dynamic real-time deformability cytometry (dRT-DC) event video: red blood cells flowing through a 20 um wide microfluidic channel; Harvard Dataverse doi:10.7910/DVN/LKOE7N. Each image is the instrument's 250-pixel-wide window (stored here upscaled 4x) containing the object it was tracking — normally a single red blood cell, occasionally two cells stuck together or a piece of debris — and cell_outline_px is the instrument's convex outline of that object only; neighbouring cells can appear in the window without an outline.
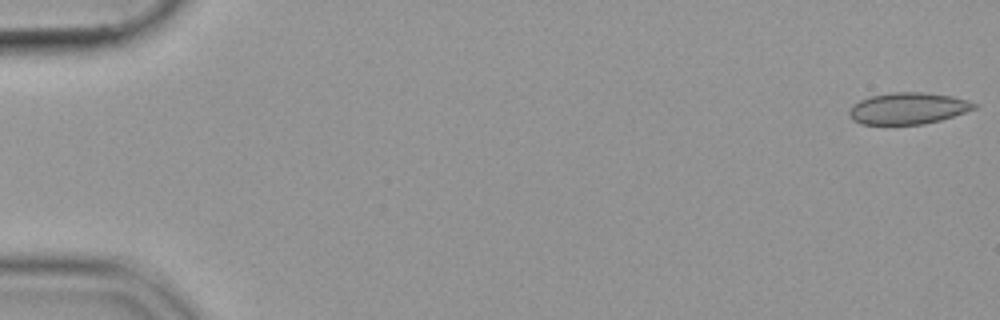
{"species": "common noctule bat (a hibernating species)", "species_latin": "Nyctalus noctula", "temperature_condition": "cold", "stored_images_in_passage": 54, "camera_frame_rate_fps": 3000, "um_per_image_px": 0.085, "animal": {"sex": "female", "body_mass_g": 19.9}, "frame": {"image": 1, "passage_image": 1, "time_ms": 0.0, "image_size_px": [1000, 320], "cell_outline_px": [[980, 104], [976, 108], [940, 120], [924, 124], [860, 124], [852, 120], [848, 112], [852, 104], [860, 100], [872, 96], [892, 92], [924, 92], [952, 96], [968, 100]], "centroid_in_image_um": [77.18, 9.21], "position_along_channel_um": 7.8, "area_um2": 23.0}}
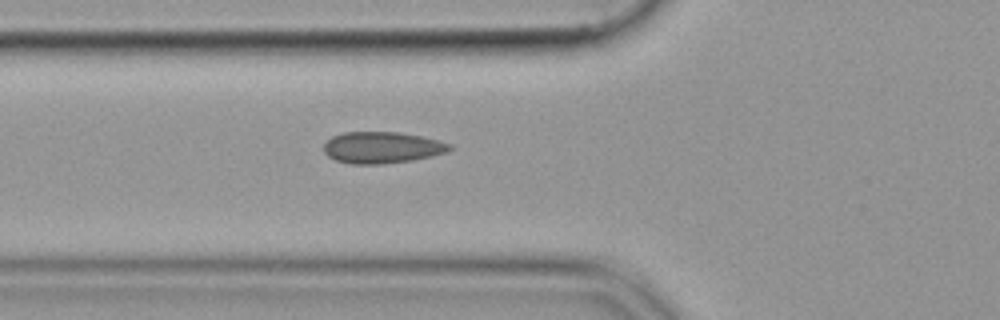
{"frame": {"image": 2, "passage_image": 20, "time_ms": 6.333, "image_size_px": [1000, 320], "cell_outline_px": [[456, 148], [448, 152], [432, 156], [412, 160], [380, 164], [352, 164], [336, 160], [328, 156], [324, 152], [324, 144], [332, 136], [344, 132], [400, 132], [420, 136], [452, 144]], "centroid_in_image_um": [32.5, 12.54], "position_along_channel_um": 93.3, "area_um2": 23.18}}
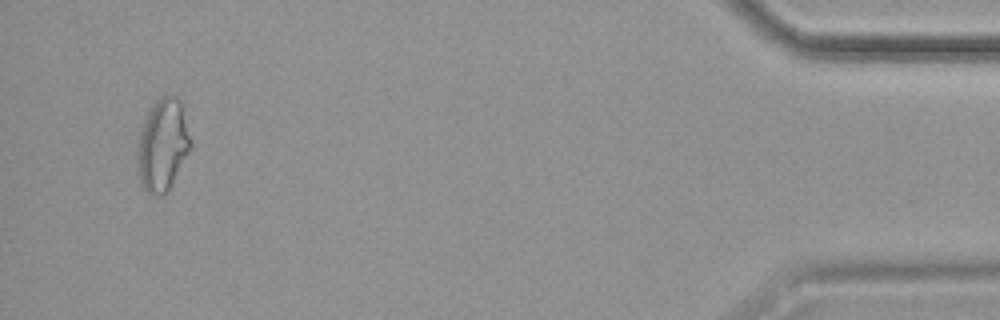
{"frame": {"image": 3, "passage_image": 52, "time_ms": 17.0, "image_size_px": [1000, 320], "cell_outline_px": [[192, 148], [168, 192], [160, 196], [152, 196], [140, 184], [136, 168], [136, 148], [140, 132], [144, 120], [152, 104], [156, 100], [164, 96], [176, 96], [184, 104], [192, 140]], "centroid_in_image_um": [13.84, 12.34], "position_along_channel_um": 421.4, "area_um2": 29.65}}